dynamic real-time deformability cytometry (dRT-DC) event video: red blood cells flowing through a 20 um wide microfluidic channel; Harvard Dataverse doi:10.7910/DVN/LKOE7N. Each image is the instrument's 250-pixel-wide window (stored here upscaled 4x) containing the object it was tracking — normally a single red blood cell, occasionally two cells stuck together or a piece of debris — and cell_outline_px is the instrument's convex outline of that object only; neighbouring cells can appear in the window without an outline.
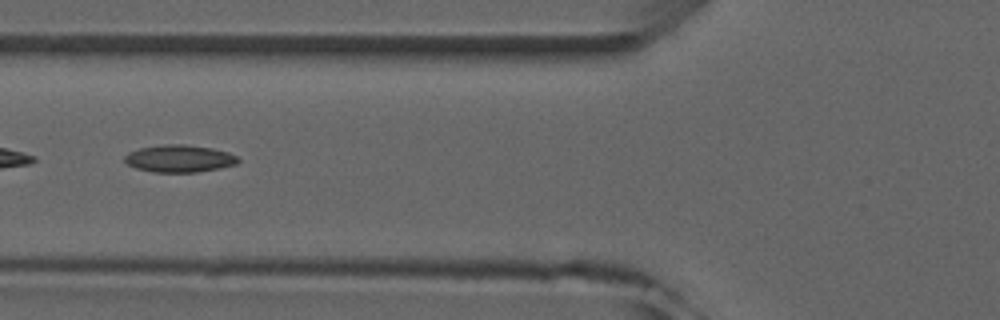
{"species": "common noctule bat (a hibernating species)", "species_latin": "Nyctalus noctula", "temperature_condition": "room temperature", "stored_images_in_passage": 7, "camera_frame_rate_fps": 3000, "um_per_image_px": 0.085, "animal": {"sex": "male", "forearm_length_mm": 52.5}, "frame": {"image": 1, "passage_image": 6, "time_ms": 5.667, "image_size_px": [1000, 320], "cell_outline_px": [[240, 160], [236, 164], [220, 168], [196, 172], [152, 172], [136, 168], [128, 164], [124, 160], [124, 156], [128, 152], [140, 148], [164, 144], [188, 144], [212, 148], [228, 152], [236, 156]], "centroid_in_image_um": [15.24, 13.47], "position_along_channel_um": 110.6, "area_um2": 18.09}}
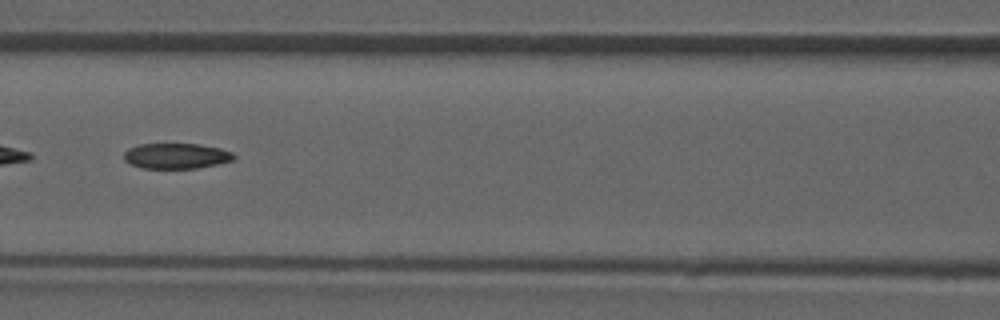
{"frame": {"image": 2, "passage_image": 7, "time_ms": 6.667, "image_size_px": [1000, 320], "cell_outline_px": [[236, 156], [232, 160], [220, 164], [196, 168], [140, 168], [128, 164], [124, 160], [124, 152], [128, 148], [140, 144], [200, 144], [220, 148], [232, 152]], "centroid_in_image_um": [14.96, 13.26], "position_along_channel_um": 151.6, "area_um2": 16.47}}